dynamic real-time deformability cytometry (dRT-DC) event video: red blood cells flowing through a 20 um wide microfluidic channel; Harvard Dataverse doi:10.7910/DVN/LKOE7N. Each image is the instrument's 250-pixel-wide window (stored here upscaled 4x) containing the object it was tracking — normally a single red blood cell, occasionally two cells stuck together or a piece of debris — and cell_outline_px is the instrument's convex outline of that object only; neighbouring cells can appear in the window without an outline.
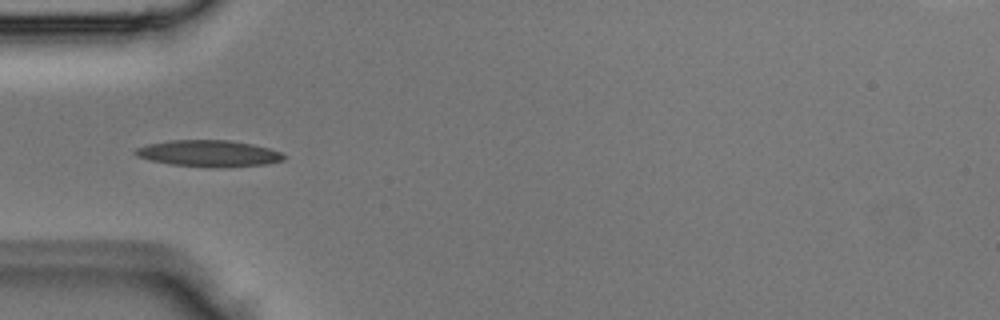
{"species": "Egyptian fruit bat (a non-hibernating species)", "species_latin": "Rousettus aegyptiacus", "temperature_condition": "room temperature", "stored_images_in_passage": 1, "camera_frame_rate_fps": 3000, "um_per_image_px": 0.085, "animal": {"sex": "male"}, "frame": {"image": 1, "passage_image": 1, "time_ms": 0.0, "image_size_px": [1000, 320], "cell_outline_px": [[288, 156], [284, 160], [264, 164], [212, 168], [208, 168], [172, 164], [152, 160], [136, 156], [132, 152], [136, 148], [148, 144], [168, 140], [228, 140], [252, 144], [268, 148], [280, 152]], "centroid_in_image_um": [17.73, 13.04], "position_along_channel_um": 67.3, "area_um2": 22.89}}